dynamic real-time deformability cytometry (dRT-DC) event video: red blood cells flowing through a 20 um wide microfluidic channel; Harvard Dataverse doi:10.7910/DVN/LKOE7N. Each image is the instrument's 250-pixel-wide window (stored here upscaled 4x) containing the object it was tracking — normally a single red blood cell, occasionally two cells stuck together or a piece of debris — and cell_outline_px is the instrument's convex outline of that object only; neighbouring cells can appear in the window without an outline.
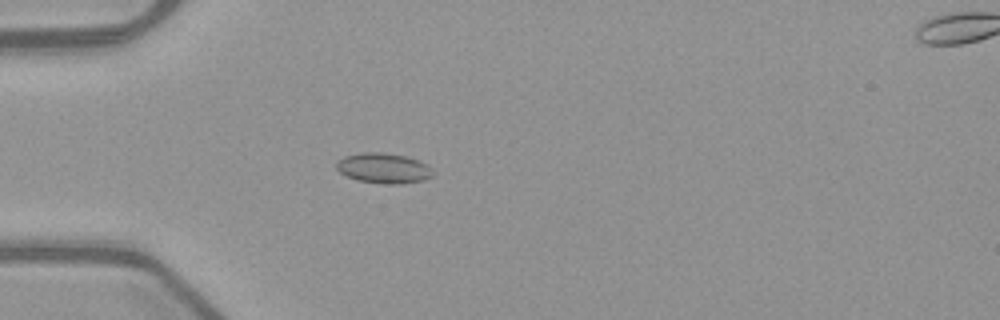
{"species": "common noctule bat (a hibernating species)", "species_latin": "Nyctalus noctula", "temperature_condition": "warm", "stored_images_in_passage": 39, "camera_frame_rate_fps": 3000, "um_per_image_px": 0.085, "animal": {"sex": "female", "body_mass_g": 21.9}, "frame": {"image": 1, "passage_image": 2, "time_ms": 0.333, "image_size_px": [1000, 320], "cell_outline_px": [[432, 176], [424, 180], [400, 184], [384, 184], [356, 180], [340, 172], [336, 168], [336, 160], [344, 156], [360, 152], [384, 152], [404, 156], [420, 160], [428, 164], [432, 168]], "centroid_in_image_um": [32.6, 14.29], "position_along_channel_um": 52.4, "area_um2": 17.22}}
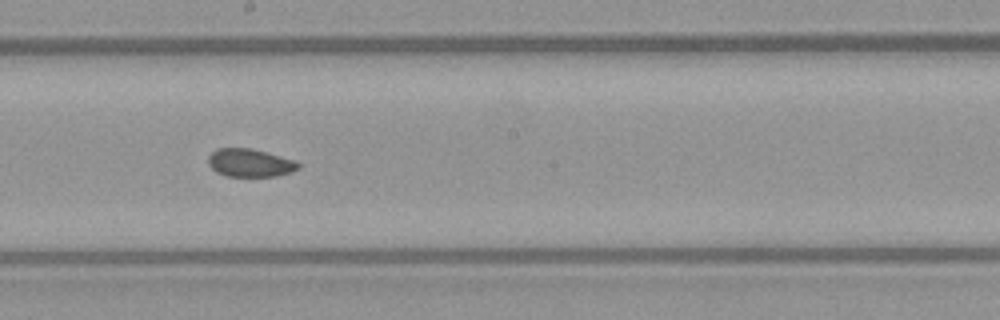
{"frame": {"image": 2, "passage_image": 16, "time_ms": 5.0, "image_size_px": [1000, 320], "cell_outline_px": [[300, 168], [292, 172], [276, 176], [228, 176], [216, 172], [208, 164], [208, 156], [216, 148], [252, 148], [296, 160], [300, 164]], "centroid_in_image_um": [21.27, 13.83], "position_along_channel_um": 226.9, "area_um2": 14.85}}
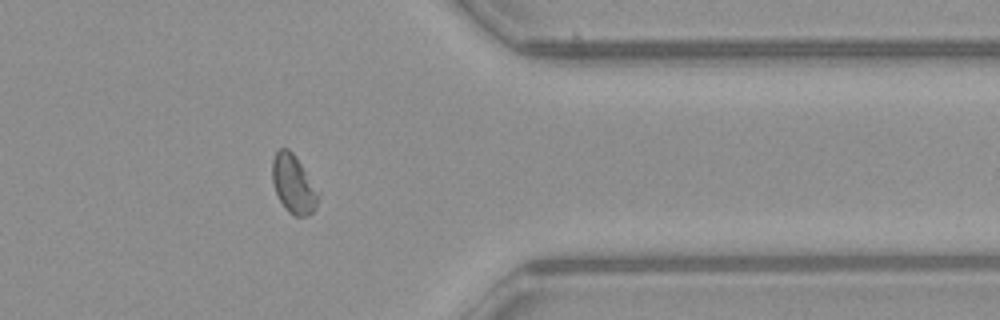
{"frame": {"image": 3, "passage_image": 29, "time_ms": 9.333, "image_size_px": [1000, 320], "cell_outline_px": [[320, 192], [316, 208], [308, 216], [296, 216], [288, 212], [284, 208], [276, 192], [272, 180], [272, 160], [276, 152], [280, 148], [288, 148], [296, 156]], "centroid_in_image_um": [24.96, 15.65], "position_along_channel_um": 386.4, "area_um2": 15.78}, "authors_computed_cell_mechanics": {"area_um2": 15.5482, "velocity_mm_per_s": 3.97, "shape_relaxation_time_tau1_ms": null, "shape_relaxation_time_tau2_ms": 1.6123, "deformation_change_tau1": null, "deformation_change_tau2": 0.0475}}